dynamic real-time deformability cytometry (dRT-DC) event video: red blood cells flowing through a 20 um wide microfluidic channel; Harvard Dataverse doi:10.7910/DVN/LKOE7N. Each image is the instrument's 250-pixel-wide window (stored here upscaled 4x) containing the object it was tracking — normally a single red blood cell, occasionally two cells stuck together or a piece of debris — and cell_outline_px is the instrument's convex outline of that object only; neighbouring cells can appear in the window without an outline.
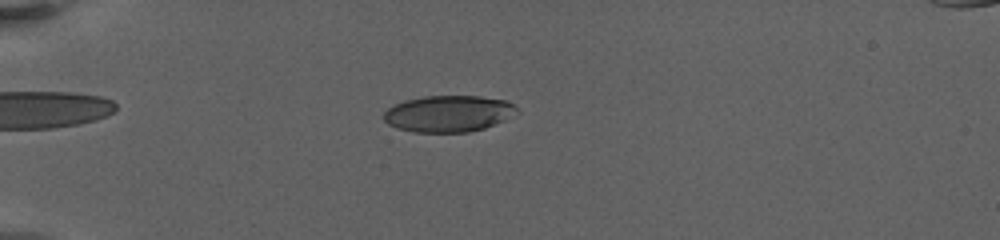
{"species": "human", "species_latin": "Homo sapiens", "temperature_condition": "warm", "stored_images_in_passage": 68, "camera_frame_rate_fps": 3000, "um_per_image_px": 0.085, "donor": {"sex": "female"}, "frame": {"image": 1, "passage_image": 21, "time_ms": 6.667, "image_size_px": [1000, 240], "cell_outline_px": [[520, 112], [504, 120], [484, 128], [468, 132], [412, 132], [396, 128], [388, 124], [384, 120], [384, 112], [388, 108], [404, 100], [424, 96], [480, 96], [504, 100], [512, 104]], "centroid_in_image_um": [38.1, 9.66], "position_along_channel_um": 46.9, "area_um2": 28.26}}
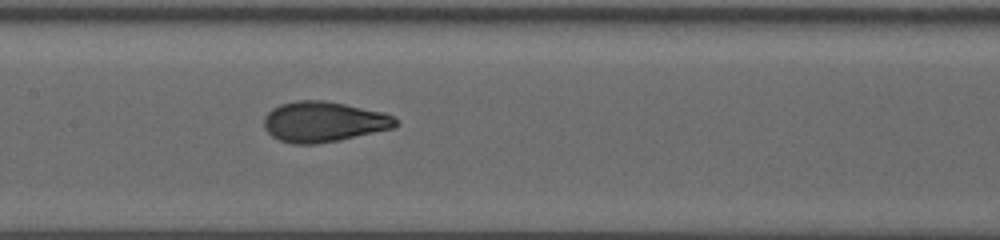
{"frame": {"image": 2, "passage_image": 37, "time_ms": 12.0, "image_size_px": [1000, 240], "cell_outline_px": [[400, 124], [392, 128], [340, 140], [316, 144], [292, 144], [280, 140], [272, 136], [264, 128], [264, 116], [272, 108], [280, 104], [296, 100], [324, 100], [384, 112], [400, 120]], "centroid_in_image_um": [27.51, 10.35], "position_along_channel_um": 179.9, "area_um2": 31.15}}
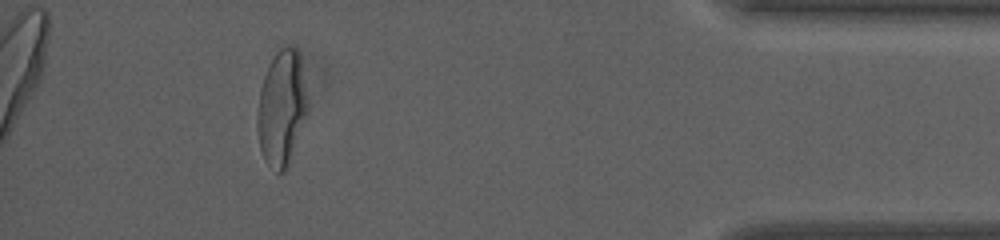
{"frame": {"image": 3, "passage_image": 63, "time_ms": 20.667, "image_size_px": [1000, 240], "cell_outline_px": [[308, 112], [288, 164], [284, 172], [276, 172], [264, 160], [260, 148], [256, 124], [256, 120], [260, 92], [264, 76], [272, 60], [280, 48], [288, 44], [296, 48], [300, 56], [308, 104]], "centroid_in_image_um": [23.94, 9.19], "position_along_channel_um": 411.3, "area_um2": 33.52}, "authors_computed_cell_mechanics": {"area_um2": 29.9982, "velocity_mm_per_s": 3.1709, "shape_relaxation_time_tau1_ms": 5.3405, "shape_relaxation_time_tau2_ms": null, "deformation_change_tau1": 0.2377, "deformation_change_tau2": null}}